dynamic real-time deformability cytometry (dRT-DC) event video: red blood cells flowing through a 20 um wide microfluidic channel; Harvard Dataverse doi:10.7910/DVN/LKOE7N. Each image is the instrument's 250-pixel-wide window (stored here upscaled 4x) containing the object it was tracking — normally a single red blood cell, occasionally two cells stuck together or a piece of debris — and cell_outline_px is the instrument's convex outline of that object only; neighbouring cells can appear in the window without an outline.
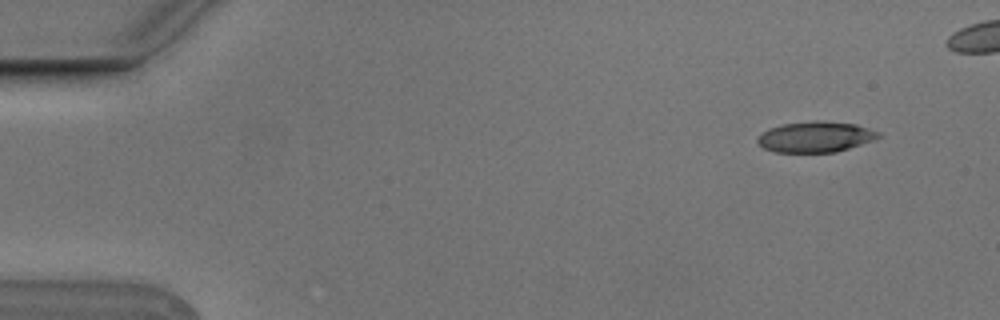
{"species": "Egyptian fruit bat (a non-hibernating species)", "species_latin": "Rousettus aegyptiacus", "temperature_condition": "cold", "stored_images_in_passage": 6, "camera_frame_rate_fps": 3000, "um_per_image_px": 0.085, "animal": {"sex": "male"}, "frame": {"image": 1, "passage_image": 2, "time_ms": 0.333, "image_size_px": [1000, 320], "cell_outline_px": [[880, 136], [876, 140], [836, 152], [776, 152], [764, 148], [756, 140], [764, 132], [772, 128], [784, 124], [812, 120], [820, 120], [856, 124], [880, 132]], "centroid_in_image_um": [69.38, 11.63], "position_along_channel_um": 15.6, "area_um2": 21.56}}